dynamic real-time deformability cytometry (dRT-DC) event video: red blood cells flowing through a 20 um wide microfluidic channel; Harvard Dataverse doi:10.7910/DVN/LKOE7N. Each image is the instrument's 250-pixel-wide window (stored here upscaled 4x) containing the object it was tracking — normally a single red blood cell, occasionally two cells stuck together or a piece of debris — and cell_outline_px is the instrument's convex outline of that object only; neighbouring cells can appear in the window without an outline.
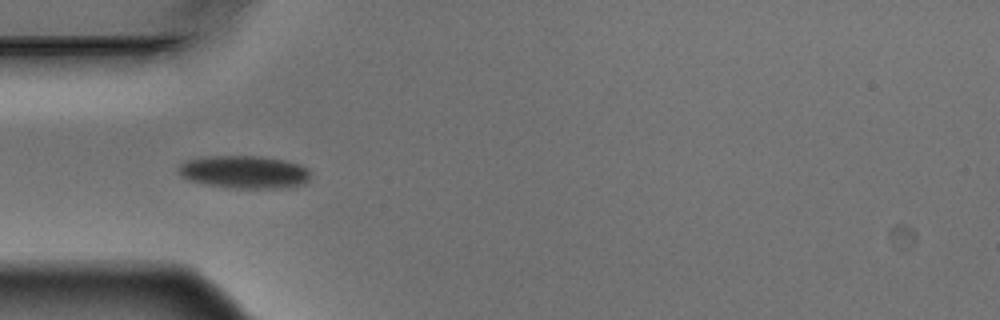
{"species": "Egyptian fruit bat (a non-hibernating species)", "species_latin": "Rousettus aegyptiacus", "temperature_condition": "warm", "stored_images_in_passage": 6, "camera_frame_rate_fps": 3000, "um_per_image_px": 0.085, "animal": {"sex": "male"}, "frame": {"image": 1, "passage_image": 6, "time_ms": 1.667, "image_size_px": [1000, 320], "cell_outline_px": [[308, 180], [304, 184], [288, 188], [228, 188], [204, 184], [188, 180], [180, 176], [176, 168], [184, 160], [204, 156], [260, 156], [284, 160], [300, 164], [308, 168]], "centroid_in_image_um": [20.71, 14.62], "position_along_channel_um": 64.3, "area_um2": 25.66}}